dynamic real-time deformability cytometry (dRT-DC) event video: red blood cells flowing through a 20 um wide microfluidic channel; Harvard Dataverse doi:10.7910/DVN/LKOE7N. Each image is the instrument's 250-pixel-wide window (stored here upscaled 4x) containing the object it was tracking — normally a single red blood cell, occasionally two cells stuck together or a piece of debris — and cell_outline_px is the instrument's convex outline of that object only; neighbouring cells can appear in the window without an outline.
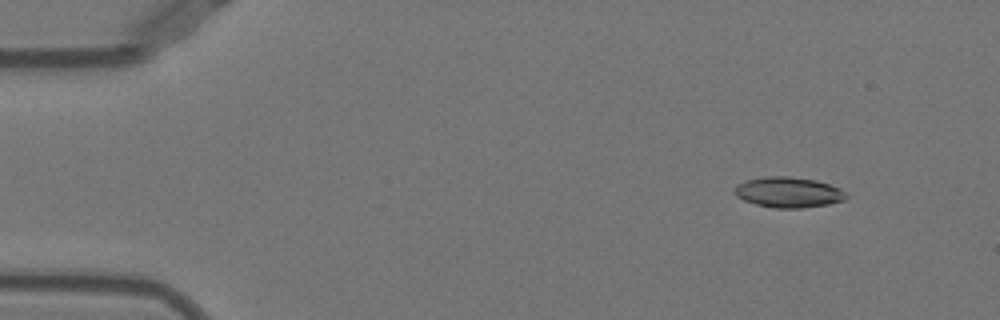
{"species": "Egyptian fruit bat (a non-hibernating species)", "species_latin": "Rousettus aegyptiacus", "temperature_condition": "warm", "stored_images_in_passage": 51, "camera_frame_rate_fps": 3000, "um_per_image_px": 0.085, "animal": {"sex": "female"}, "frame": {"image": 1, "passage_image": 5, "time_ms": 1.333, "image_size_px": [1000, 320], "cell_outline_px": [[848, 196], [844, 200], [828, 204], [800, 208], [776, 208], [756, 204], [744, 200], [736, 196], [732, 192], [732, 188], [748, 180], [764, 176], [788, 176], [816, 180], [840, 188], [848, 192]], "centroid_in_image_um": [67.02, 16.34], "position_along_channel_um": 18.0, "area_um2": 19.88}}
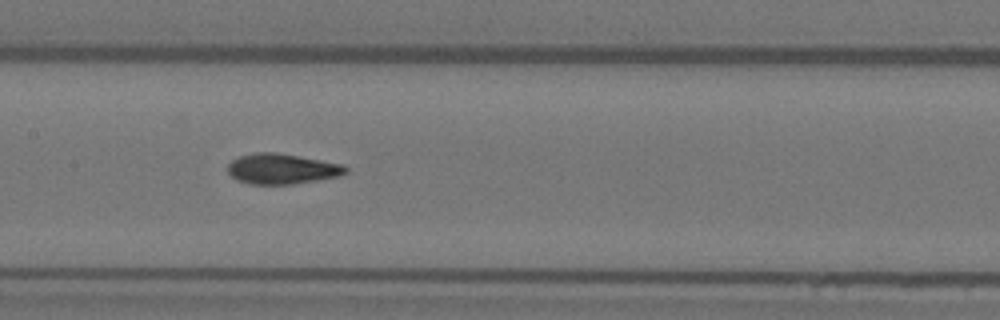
{"frame": {"image": 2, "passage_image": 25, "time_ms": 8.0, "image_size_px": [1000, 320], "cell_outline_px": [[348, 172], [340, 176], [292, 184], [248, 184], [236, 180], [228, 172], [228, 164], [236, 156], [252, 152], [276, 152], [344, 164], [348, 168]], "centroid_in_image_um": [23.95, 14.34], "position_along_channel_um": 183.5, "area_um2": 21.1}}
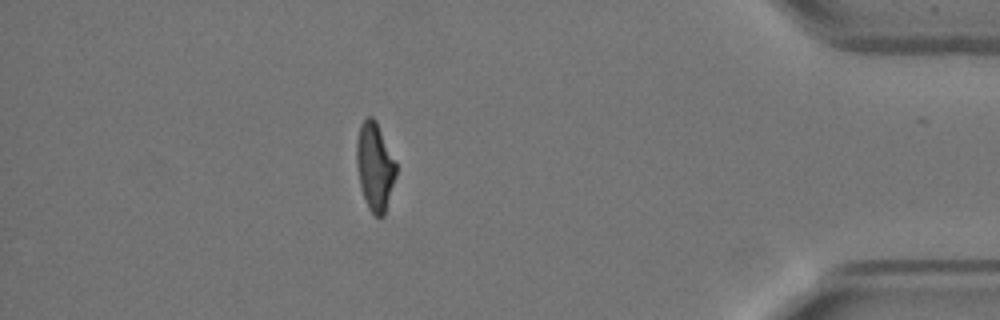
{"frame": {"image": 3, "passage_image": 45, "time_ms": 14.667, "image_size_px": [1000, 320], "cell_outline_px": [[396, 176], [384, 216], [376, 216], [368, 208], [360, 184], [356, 164], [356, 140], [360, 124], [368, 116], [372, 116], [376, 120], [396, 164]], "centroid_in_image_um": [31.85, 14.14], "position_along_channel_um": 403.4, "area_um2": 20.06}, "authors_computed_cell_mechanics": {"area_um2": 20.3456, "velocity_mm_per_s": 3.9446, "shape_relaxation_time_tau1_ms": 8.3225, "shape_relaxation_time_tau2_ms": 1.4137, "deformation_change_tau1": 0.2704, "deformation_change_tau2": 0.0847}}